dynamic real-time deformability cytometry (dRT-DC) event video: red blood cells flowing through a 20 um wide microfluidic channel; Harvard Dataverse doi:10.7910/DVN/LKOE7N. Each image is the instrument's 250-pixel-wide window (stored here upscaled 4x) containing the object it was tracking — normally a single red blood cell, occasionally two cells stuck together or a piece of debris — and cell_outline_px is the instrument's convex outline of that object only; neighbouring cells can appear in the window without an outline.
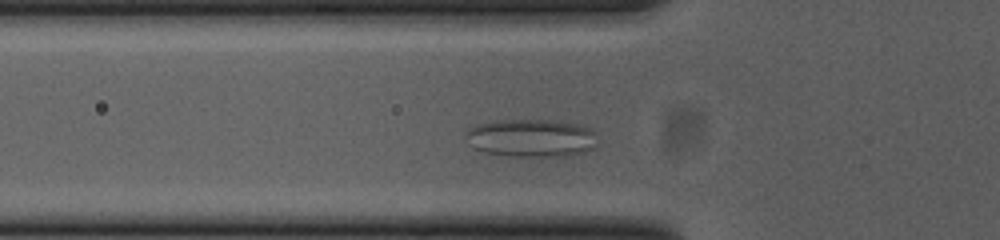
{"species": "common noctule bat (a hibernating species)", "species_latin": "Nyctalus noctula", "temperature_condition": "cold", "stored_images_in_passage": 41, "camera_frame_rate_fps": 3000, "um_per_image_px": 0.085, "animal": {"sex": "female", "body_mass_g": 23.0, "forearm_length_mm": 53.4}, "frame": {"image": 1, "passage_image": 9, "time_ms": 2.667, "image_size_px": [1000, 240], "cell_outline_px": [[596, 144], [592, 148], [584, 152], [572, 156], [512, 156], [484, 152], [472, 148], [464, 136], [464, 132], [468, 128], [476, 124], [500, 120], [552, 120], [580, 124], [596, 132]], "centroid_in_image_um": [45.13, 11.73], "position_along_channel_um": 80.7, "area_um2": 29.48}}
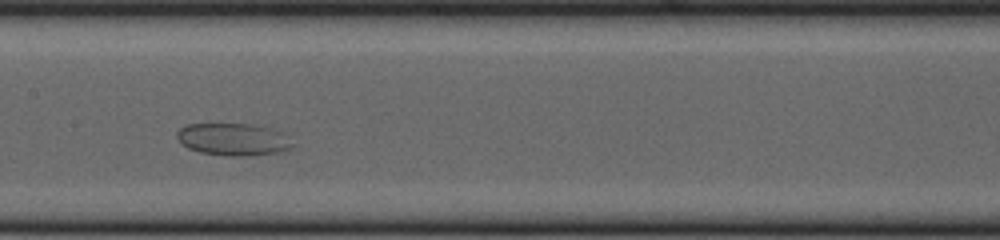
{"frame": {"image": 2, "passage_image": 18, "time_ms": 5.667, "image_size_px": [1000, 240], "cell_outline_px": [[292, 144], [288, 148], [276, 152], [248, 156], [228, 156], [200, 152], [188, 148], [180, 144], [176, 136], [176, 132], [180, 128], [188, 124], [248, 124], [272, 128], [284, 132]], "centroid_in_image_um": [19.77, 11.84], "position_along_channel_um": 187.6, "area_um2": 21.68}}
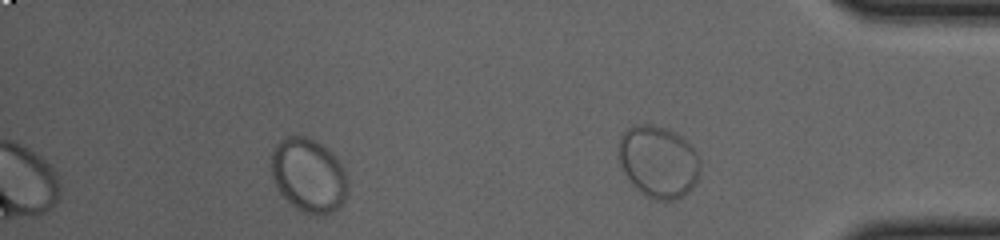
{"frame": {"image": 3, "passage_image": 35, "time_ms": 11.333, "image_size_px": [1000, 240], "cell_outline_px": [[348, 192], [340, 208], [332, 212], [316, 216], [300, 212], [280, 192], [272, 176], [272, 148], [284, 136], [308, 136], [316, 140], [328, 148], [336, 156], [344, 168], [348, 180]], "centroid_in_image_um": [26.27, 14.89], "position_along_channel_um": 408.9, "area_um2": 33.47}}